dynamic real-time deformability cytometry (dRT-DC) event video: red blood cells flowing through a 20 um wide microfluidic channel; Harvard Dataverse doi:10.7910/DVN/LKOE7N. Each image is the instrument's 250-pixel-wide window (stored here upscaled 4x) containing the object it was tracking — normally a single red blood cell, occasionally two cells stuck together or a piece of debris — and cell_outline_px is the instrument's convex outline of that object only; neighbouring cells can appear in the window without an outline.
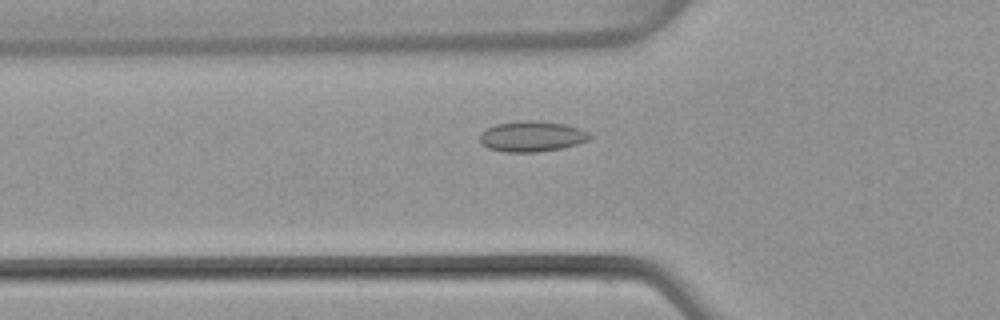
{"species": "common noctule bat (a hibernating species)", "species_latin": "Nyctalus noctula", "temperature_condition": "warm", "stored_images_in_passage": 50, "camera_frame_rate_fps": 3000, "um_per_image_px": 0.085, "animal": {"sex": "female", "body_mass_g": 22.7, "forearm_length_mm": 54.2}, "frame": {"image": 1, "passage_image": 17, "time_ms": 5.333, "image_size_px": [1000, 320], "cell_outline_px": [[592, 136], [588, 140], [576, 144], [560, 148], [536, 152], [504, 152], [488, 148], [480, 140], [480, 132], [496, 124], [528, 120], [536, 120], [564, 124], [580, 128], [588, 132]], "centroid_in_image_um": [45.21, 11.59], "position_along_channel_um": 80.6, "area_um2": 19.42}}
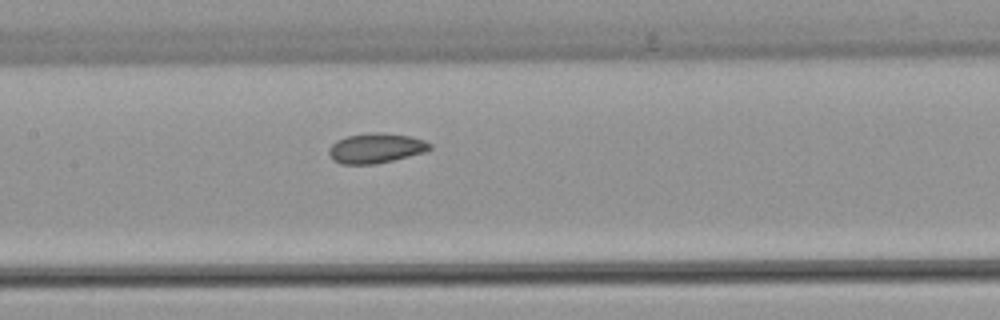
{"frame": {"image": 2, "passage_image": 24, "time_ms": 7.667, "image_size_px": [1000, 320], "cell_outline_px": [[432, 148], [424, 152], [376, 164], [340, 164], [332, 160], [328, 152], [328, 148], [336, 140], [348, 136], [376, 132], [384, 132], [408, 136], [424, 140], [432, 144]], "centroid_in_image_um": [31.92, 12.6], "position_along_channel_um": 175.5, "area_um2": 17.57}}
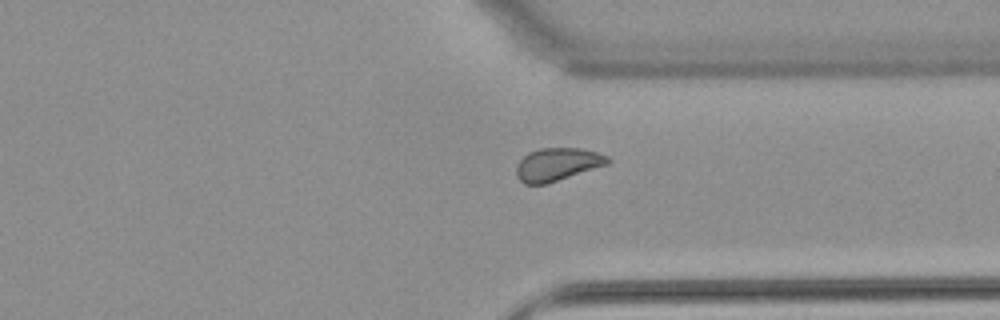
{"frame": {"image": 3, "passage_image": 38, "time_ms": 12.333, "image_size_px": [1000, 320], "cell_outline_px": [[612, 160], [608, 164], [544, 184], [524, 184], [516, 176], [516, 164], [528, 152], [540, 148], [580, 148], [596, 152], [608, 156]], "centroid_in_image_um": [47.35, 13.96], "position_along_channel_um": 364.0, "area_um2": 17.4}, "authors_computed_cell_mechanics": {"area_um2": 17.7446, "velocity_mm_per_s": 4.0405, "shape_relaxation_time_tau1_ms": null, "shape_relaxation_time_tau2_ms": 3.6531, "deformation_change_tau1": null, "deformation_change_tau2": 0.0542}}